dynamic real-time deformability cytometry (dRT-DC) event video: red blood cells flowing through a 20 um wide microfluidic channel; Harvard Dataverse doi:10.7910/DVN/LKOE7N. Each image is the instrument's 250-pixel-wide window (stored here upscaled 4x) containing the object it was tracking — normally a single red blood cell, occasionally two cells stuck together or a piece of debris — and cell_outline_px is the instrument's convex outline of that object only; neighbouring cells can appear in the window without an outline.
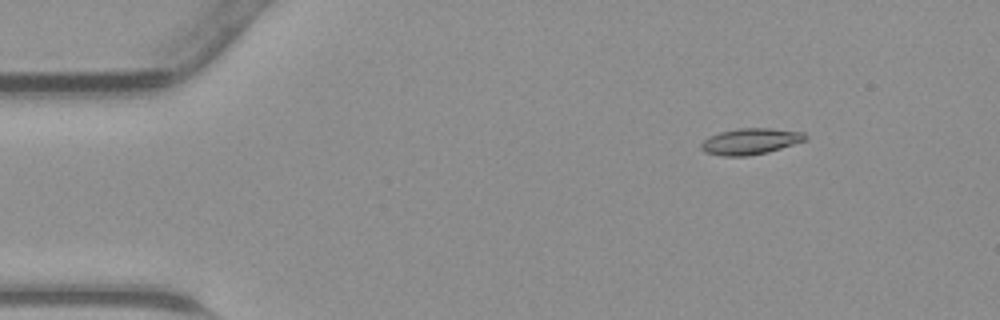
{"species": "common noctule bat (a hibernating species)", "species_latin": "Nyctalus noctula", "temperature_condition": "warm", "stored_images_in_passage": 40, "camera_frame_rate_fps": 3000, "um_per_image_px": 0.085, "animal": {"sex": "male", "body_mass_g": 23.1, "forearm_length_mm": 52.7}, "frame": {"image": 1, "passage_image": 1, "time_ms": 0.0, "image_size_px": [1000, 320], "cell_outline_px": [[808, 140], [768, 152], [748, 156], [724, 156], [704, 152], [700, 148], [700, 144], [708, 136], [720, 132], [736, 128], [768, 128], [804, 132], [808, 136]], "centroid_in_image_um": [63.79, 12.01], "position_along_channel_um": 21.2, "area_um2": 16.07}}
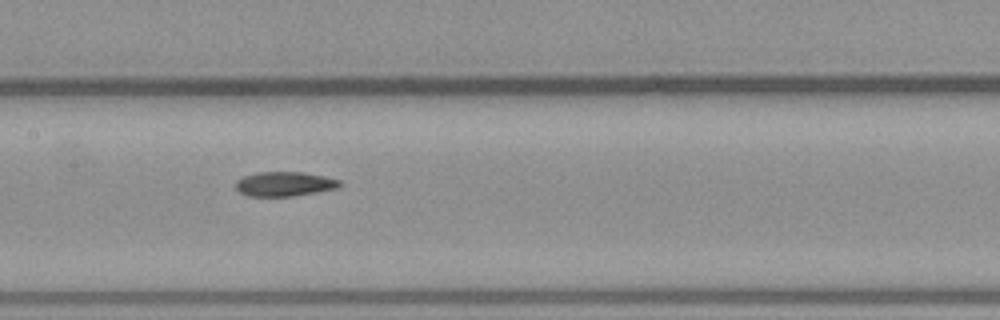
{"frame": {"image": 2, "passage_image": 17, "time_ms": 5.333, "image_size_px": [1000, 320], "cell_outline_px": [[344, 184], [340, 188], [292, 196], [248, 196], [240, 192], [236, 188], [236, 180], [244, 176], [256, 172], [304, 172], [324, 176], [340, 180]], "centroid_in_image_um": [24.22, 15.63], "position_along_channel_um": 183.2, "area_um2": 14.97}}
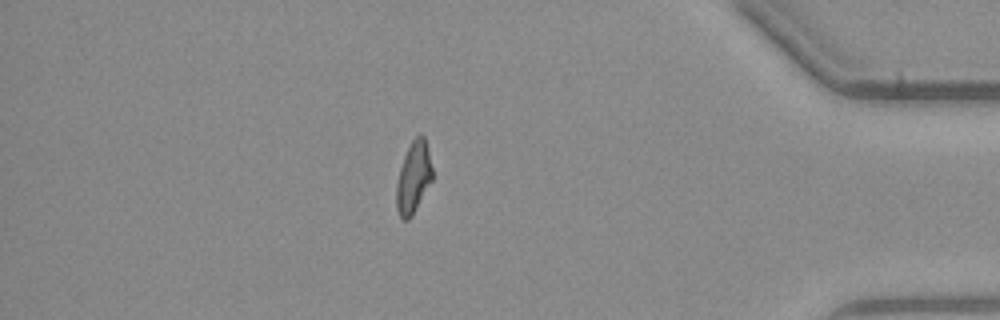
{"frame": {"image": 3, "passage_image": 34, "time_ms": 11.0, "image_size_px": [1000, 320], "cell_outline_px": [[432, 180], [412, 216], [408, 220], [404, 220], [400, 216], [396, 208], [396, 184], [400, 168], [404, 156], [412, 140], [420, 132], [424, 136], [428, 148], [432, 168]], "centroid_in_image_um": [35.14, 15.07], "position_along_channel_um": 400.1, "area_um2": 14.97}}